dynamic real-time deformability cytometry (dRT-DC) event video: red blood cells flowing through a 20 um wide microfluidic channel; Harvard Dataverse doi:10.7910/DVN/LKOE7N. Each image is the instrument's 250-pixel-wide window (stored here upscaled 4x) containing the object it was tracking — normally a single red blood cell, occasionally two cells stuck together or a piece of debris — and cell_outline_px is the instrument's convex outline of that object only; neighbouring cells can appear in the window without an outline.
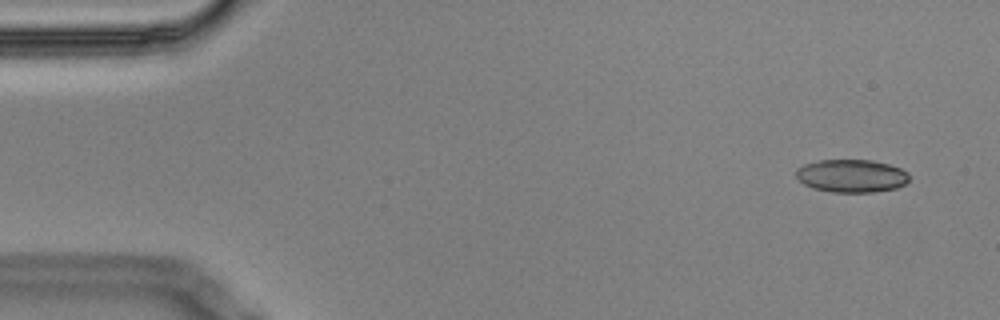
{"species": "Egyptian fruit bat (a non-hibernating species)", "species_latin": "Rousettus aegyptiacus", "temperature_condition": "cold", "stored_images_in_passage": 5, "camera_frame_rate_fps": 3000, "um_per_image_px": 0.085, "animal": {"sex": "male"}, "frame": {"image": 1, "passage_image": 1, "time_ms": 0.0, "image_size_px": [1000, 320], "cell_outline_px": [[908, 180], [904, 184], [896, 188], [872, 192], [832, 192], [812, 188], [804, 184], [796, 176], [796, 168], [804, 164], [820, 160], [872, 160], [888, 164], [900, 168], [908, 172]], "centroid_in_image_um": [72.36, 14.94], "position_along_channel_um": 12.6, "area_um2": 21.68}}
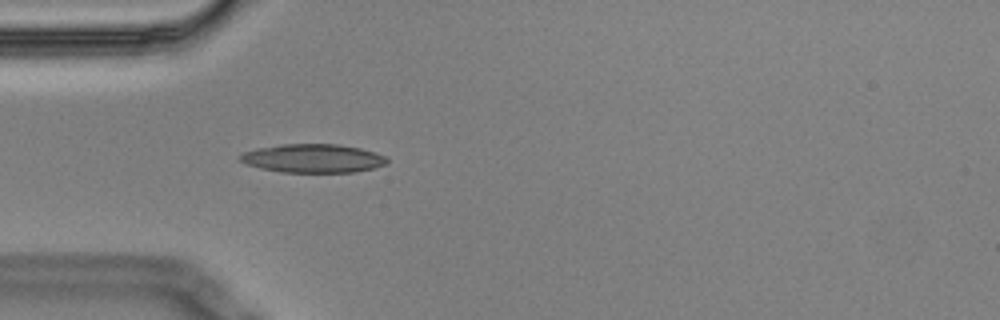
{"frame": {"image": 2, "passage_image": 5, "time_ms": 1.333, "image_size_px": [1000, 320], "cell_outline_px": [[388, 164], [372, 168], [352, 172], [280, 172], [260, 168], [248, 164], [240, 160], [236, 156], [244, 152], [256, 148], [284, 144], [336, 144], [360, 148], [384, 156], [388, 160]], "centroid_in_image_um": [26.57, 13.46], "position_along_channel_um": 58.4, "area_um2": 24.33}}